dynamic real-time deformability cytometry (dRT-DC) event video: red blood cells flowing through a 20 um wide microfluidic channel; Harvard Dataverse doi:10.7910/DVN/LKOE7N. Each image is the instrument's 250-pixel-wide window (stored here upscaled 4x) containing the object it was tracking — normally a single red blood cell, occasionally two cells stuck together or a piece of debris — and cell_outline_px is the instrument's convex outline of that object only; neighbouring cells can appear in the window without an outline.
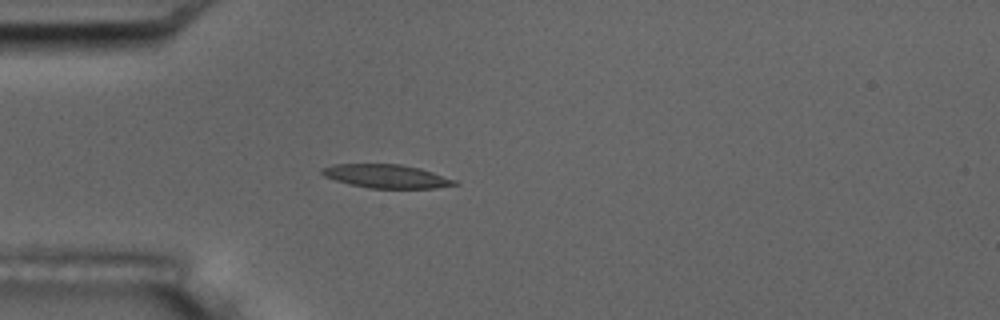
{"species": "common noctule bat (a hibernating species)", "species_latin": "Nyctalus noctula", "temperature_condition": "room temperature", "stored_images_in_passage": 5, "camera_frame_rate_fps": 3000, "um_per_image_px": 0.085, "animal": {"sex": "male", "body_mass_g": 17.5, "forearm_length_mm": 52.3}, "frame": {"image": 1, "passage_image": 5, "time_ms": 1.333, "image_size_px": [1000, 320], "cell_outline_px": [[460, 184], [436, 188], [368, 188], [348, 184], [324, 176], [320, 172], [320, 168], [332, 164], [400, 164], [420, 168], [456, 180]], "centroid_in_image_um": [32.82, 14.98], "position_along_channel_um": 52.2, "area_um2": 18.26}}